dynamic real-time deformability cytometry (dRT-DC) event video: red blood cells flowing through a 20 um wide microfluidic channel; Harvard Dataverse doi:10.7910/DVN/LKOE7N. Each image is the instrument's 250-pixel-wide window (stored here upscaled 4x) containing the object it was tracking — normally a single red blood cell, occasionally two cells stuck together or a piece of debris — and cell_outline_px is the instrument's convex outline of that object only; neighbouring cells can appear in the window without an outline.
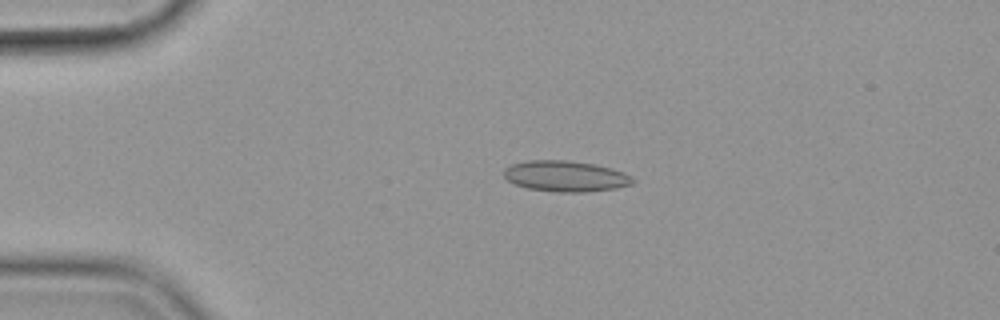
{"species": "common noctule bat (a hibernating species)", "species_latin": "Nyctalus noctula", "temperature_condition": "cold", "stored_images_in_passage": 56, "camera_frame_rate_fps": 3000, "um_per_image_px": 0.085, "animal": {"sex": "female", "body_mass_g": 19.9}, "frame": {"image": 1, "passage_image": 13, "time_ms": 4.0, "image_size_px": [1000, 320], "cell_outline_px": [[636, 180], [632, 184], [616, 188], [580, 192], [560, 192], [528, 188], [516, 184], [508, 180], [504, 176], [504, 168], [512, 164], [528, 160], [568, 160], [592, 164], [612, 168], [624, 172], [632, 176]], "centroid_in_image_um": [48.09, 14.96], "position_along_channel_um": 36.9, "area_um2": 23.06}}
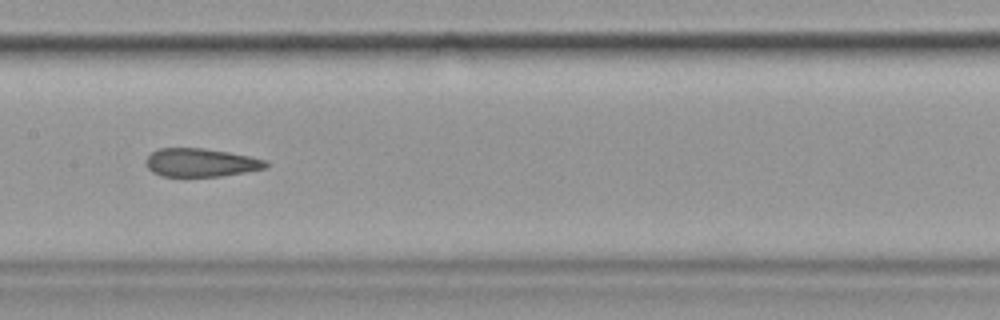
{"frame": {"image": 2, "passage_image": 29, "time_ms": 9.333, "image_size_px": [1000, 320], "cell_outline_px": [[268, 164], [264, 168], [244, 172], [220, 176], [160, 176], [152, 172], [148, 168], [144, 160], [152, 152], [160, 148], [204, 148], [252, 156], [264, 160]], "centroid_in_image_um": [17.03, 13.81], "position_along_channel_um": 190.4, "area_um2": 19.71}}
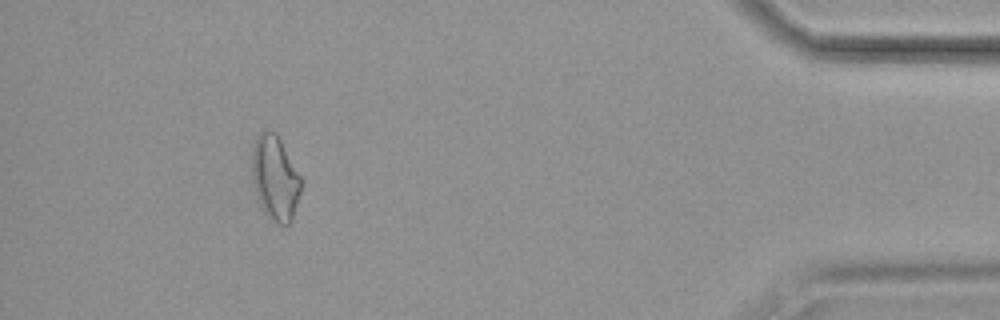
{"frame": {"image": 3, "passage_image": 52, "time_ms": 17.0, "image_size_px": [1000, 320], "cell_outline_px": [[300, 192], [292, 220], [288, 224], [280, 224], [272, 220], [264, 212], [260, 204], [252, 176], [252, 144], [256, 136], [264, 128], [268, 128], [276, 132], [300, 176]], "centroid_in_image_um": [23.36, 15.07], "position_along_channel_um": 411.8, "area_um2": 23.99}, "authors_computed_cell_mechanics": {"area_um2": 21.5305, "velocity_mm_per_s": 3.5968, "shape_relaxation_time_tau1_ms": null, "shape_relaxation_time_tau2_ms": 3.4562, "deformation_change_tau1": null, "deformation_change_tau2": 0.1052}}